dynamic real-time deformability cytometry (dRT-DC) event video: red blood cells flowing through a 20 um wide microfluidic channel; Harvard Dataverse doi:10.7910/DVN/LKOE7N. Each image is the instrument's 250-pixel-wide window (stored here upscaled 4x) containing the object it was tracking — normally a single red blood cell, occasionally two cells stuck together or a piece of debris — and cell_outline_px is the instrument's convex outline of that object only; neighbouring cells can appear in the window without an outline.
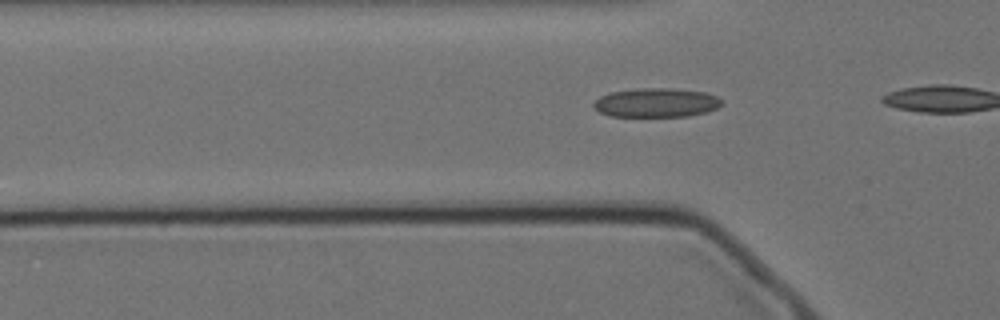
{"species": "Egyptian fruit bat (a non-hibernating species)", "species_latin": "Rousettus aegyptiacus", "temperature_condition": "cold", "stored_images_in_passage": 12, "camera_frame_rate_fps": 3000, "um_per_image_px": 0.085, "animal": {"sex": "female"}, "frame": {"image": 1, "passage_image": 3, "time_ms": 0.667, "image_size_px": [1000, 320], "cell_outline_px": [[724, 100], [716, 108], [704, 112], [688, 116], [608, 116], [600, 112], [592, 104], [600, 96], [608, 92], [640, 88], [672, 88], [704, 92], [716, 96]], "centroid_in_image_um": [55.76, 8.72], "position_along_channel_um": 70.0, "area_um2": 21.62}}
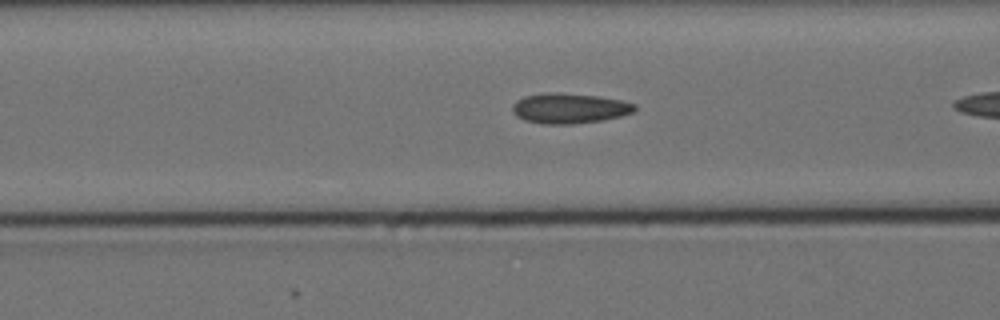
{"frame": {"image": 2, "passage_image": 7, "time_ms": 2.0, "image_size_px": [1000, 320], "cell_outline_px": [[636, 112], [604, 120], [572, 124], [544, 124], [524, 120], [516, 116], [512, 112], [512, 104], [516, 100], [524, 96], [600, 96], [620, 100], [636, 104]], "centroid_in_image_um": [48.45, 9.27], "position_along_channel_um": 118.2, "area_um2": 20.58}}
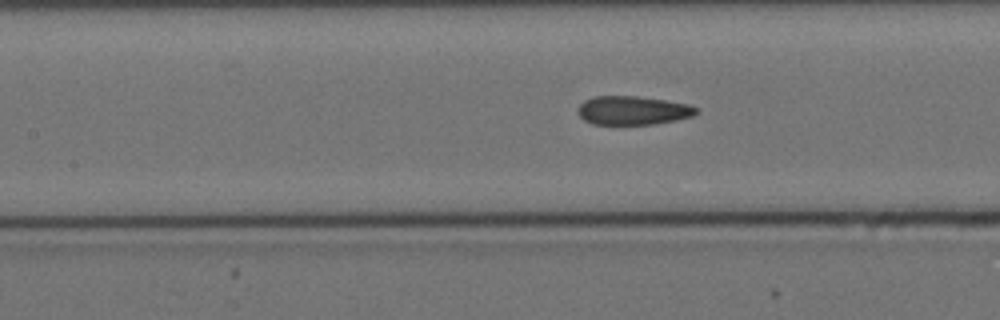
{"frame": {"image": 3, "passage_image": 10, "time_ms": 3.0, "image_size_px": [1000, 320], "cell_outline_px": [[700, 112], [692, 116], [676, 120], [656, 124], [592, 124], [584, 120], [580, 116], [576, 108], [584, 100], [596, 96], [636, 96], [664, 100], [688, 104], [700, 108]], "centroid_in_image_um": [53.81, 9.39], "position_along_channel_um": 153.6, "area_um2": 19.94}}